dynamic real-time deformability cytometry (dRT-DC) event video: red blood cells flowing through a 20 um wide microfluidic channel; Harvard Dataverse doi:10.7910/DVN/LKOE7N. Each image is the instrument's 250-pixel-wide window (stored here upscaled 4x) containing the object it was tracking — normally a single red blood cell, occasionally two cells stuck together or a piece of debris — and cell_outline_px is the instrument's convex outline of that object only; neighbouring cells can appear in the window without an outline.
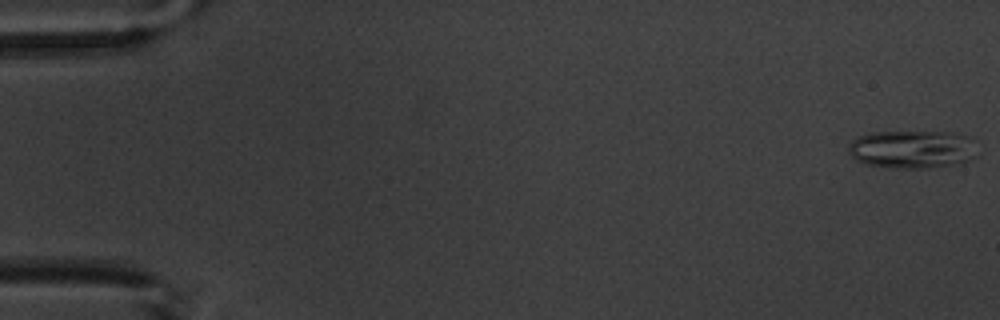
{"species": "common noctule bat (a hibernating species)", "species_latin": "Nyctalus noctula", "temperature_condition": "warm", "stored_images_in_passage": 5, "camera_frame_rate_fps": 3000, "um_per_image_px": 0.085, "animal": {"sex": "male", "body_mass_g": 20.1, "forearm_length_mm": 53.5}, "frame": {"image": 1, "passage_image": 1, "time_ms": 0.0, "image_size_px": [1000, 320], "cell_outline_px": [[976, 156], [960, 164], [928, 168], [892, 168], [864, 164], [856, 160], [848, 152], [848, 144], [852, 140], [860, 136], [872, 132], [944, 132], [968, 136]], "centroid_in_image_um": [77.48, 12.71], "position_along_channel_um": 7.5, "area_um2": 28.5}}
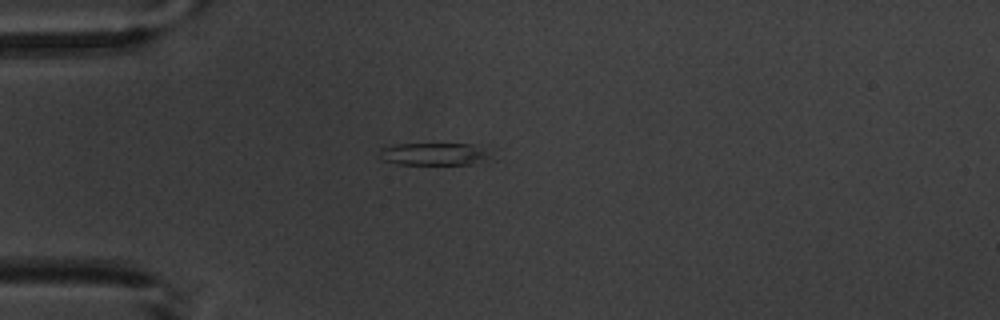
{"frame": {"image": 2, "passage_image": 5, "time_ms": 4.667, "image_size_px": [1000, 320], "cell_outline_px": [[488, 156], [472, 164], [396, 164], [384, 160], [380, 156], [380, 148], [396, 144], [488, 144]], "centroid_in_image_um": [36.92, 13.07], "position_along_channel_um": 48.1, "area_um2": 14.57}}